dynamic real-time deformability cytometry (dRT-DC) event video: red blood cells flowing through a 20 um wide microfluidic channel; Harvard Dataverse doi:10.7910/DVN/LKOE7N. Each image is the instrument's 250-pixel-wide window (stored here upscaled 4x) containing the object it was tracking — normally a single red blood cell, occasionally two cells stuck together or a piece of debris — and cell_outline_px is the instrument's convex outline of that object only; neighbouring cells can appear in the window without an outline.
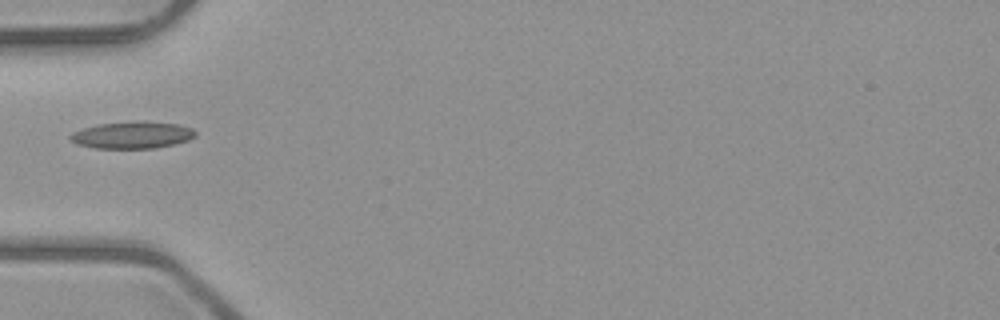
{"species": "common noctule bat (a hibernating species)", "species_latin": "Nyctalus noctula", "temperature_condition": "room temperature", "stored_images_in_passage": 2, "camera_frame_rate_fps": 3000, "um_per_image_px": 0.085, "animal": {"sex": "male", "body_mass_g": 23.1, "forearm_length_mm": 52.7}, "frame": {"image": 1, "passage_image": 1, "time_ms": 0.0, "image_size_px": [1000, 320], "cell_outline_px": [[196, 136], [188, 140], [156, 148], [96, 148], [76, 144], [68, 136], [72, 132], [84, 128], [100, 124], [132, 120], [180, 124], [192, 128], [196, 132]], "centroid_in_image_um": [11.25, 11.46], "position_along_channel_um": 73.7, "area_um2": 19.71}}
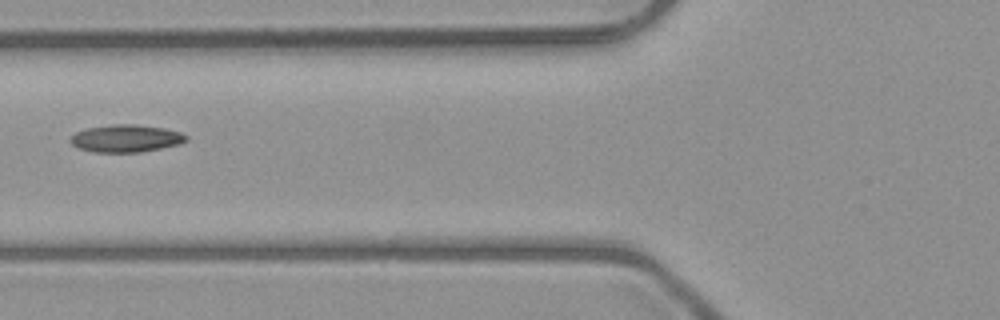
{"frame": {"image": 2, "passage_image": 2, "time_ms": 1.0, "image_size_px": [1000, 320], "cell_outline_px": [[188, 140], [180, 144], [140, 152], [92, 152], [80, 148], [72, 144], [68, 140], [76, 132], [88, 128], [112, 124], [136, 124], [164, 128], [180, 132], [188, 136]], "centroid_in_image_um": [10.72, 11.76], "position_along_channel_um": 115.1, "area_um2": 18.5}}